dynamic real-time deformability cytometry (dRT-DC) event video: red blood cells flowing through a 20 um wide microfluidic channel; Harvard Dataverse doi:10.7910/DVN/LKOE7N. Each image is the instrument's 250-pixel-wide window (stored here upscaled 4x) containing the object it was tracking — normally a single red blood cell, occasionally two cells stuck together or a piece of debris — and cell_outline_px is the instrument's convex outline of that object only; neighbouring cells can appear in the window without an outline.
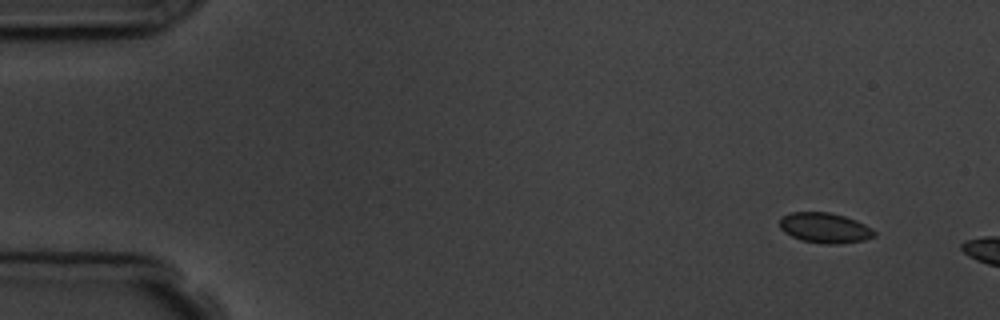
{"species": "common noctule bat (a hibernating species)", "species_latin": "Nyctalus noctula", "temperature_condition": "room temperature", "stored_images_in_passage": 4, "camera_frame_rate_fps": 3000, "um_per_image_px": 0.085, "animal": {"sex": "male", "body_mass_g": 19.5, "forearm_length_mm": 54.6}, "frame": {"image": 1, "passage_image": 1, "time_ms": 0.0, "image_size_px": [1000, 320], "cell_outline_px": [[876, 236], [864, 240], [836, 244], [824, 244], [800, 240], [784, 232], [780, 228], [780, 216], [788, 212], [828, 212], [844, 216], [856, 220], [872, 228], [876, 232]], "centroid_in_image_um": [70.09, 19.36], "position_along_channel_um": 14.9, "area_um2": 16.82}}